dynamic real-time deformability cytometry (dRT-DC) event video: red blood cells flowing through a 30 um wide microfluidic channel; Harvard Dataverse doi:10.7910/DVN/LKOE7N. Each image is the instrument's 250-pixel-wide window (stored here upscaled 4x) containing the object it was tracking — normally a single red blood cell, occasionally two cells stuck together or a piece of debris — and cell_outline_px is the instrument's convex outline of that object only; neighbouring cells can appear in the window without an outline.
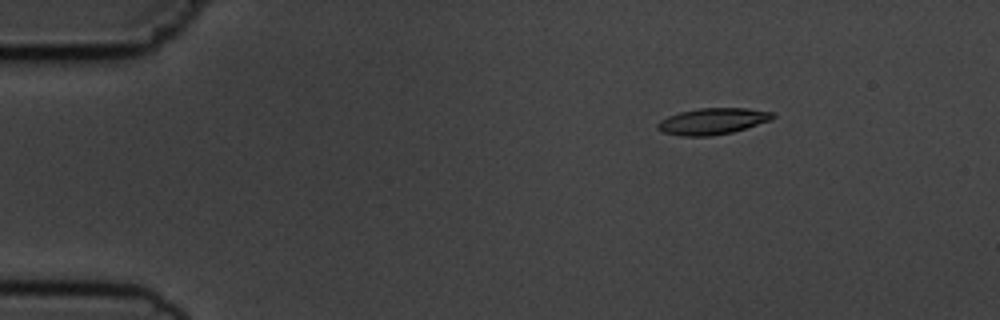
{"species": "common noctule bat (a hibernating species)", "species_latin": "Nyctalus noctula", "temperature_condition": "cold", "stored_images_in_passage": 5, "camera_frame_rate_fps": 3000, "um_per_image_px": 0.085, "animal": {"sex": "male", "body_mass_g": 19.5, "forearm_length_mm": 54.6}, "frame": {"image": 1, "passage_image": 3, "time_ms": 2.333, "image_size_px": [1000, 320], "cell_outline_px": [[776, 116], [772, 120], [732, 132], [708, 136], [680, 136], [664, 132], [656, 128], [656, 124], [660, 120], [668, 116], [680, 112], [700, 108], [748, 108], [772, 112]], "centroid_in_image_um": [60.57, 10.3], "position_along_channel_um": 24.4, "area_um2": 17.63}}